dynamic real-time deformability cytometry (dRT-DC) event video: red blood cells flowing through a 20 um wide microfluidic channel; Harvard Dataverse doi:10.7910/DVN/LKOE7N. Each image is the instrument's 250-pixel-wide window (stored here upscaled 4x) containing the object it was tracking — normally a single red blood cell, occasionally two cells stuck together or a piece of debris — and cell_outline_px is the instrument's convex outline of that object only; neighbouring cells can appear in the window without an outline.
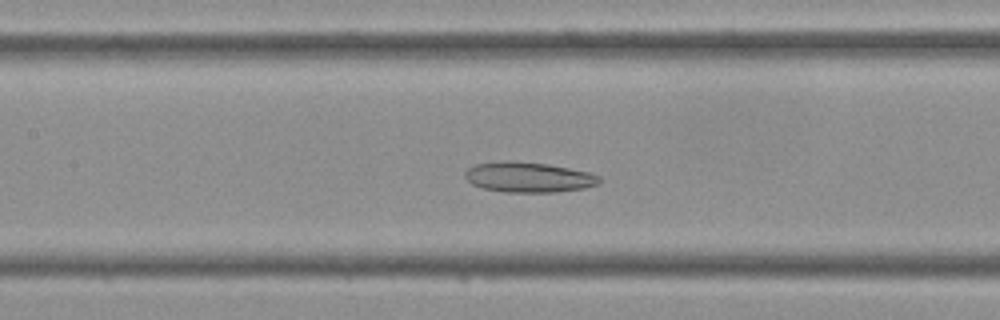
{"species": "Egyptian fruit bat (a non-hibernating species)", "species_latin": "Rousettus aegyptiacus", "temperature_condition": "cold", "stored_images_in_passage": 42, "segment_of_instrument_passage": [1, 2], "camera_frame_rate_fps": 3000, "um_per_image_px": 0.085, "frame": {"image": 1, "passage_image": 17, "time_ms": 5.333, "image_size_px": [1000, 320], "cell_outline_px": [[600, 180], [596, 184], [584, 188], [556, 192], [504, 192], [484, 188], [472, 184], [464, 176], [464, 172], [468, 168], [476, 164], [508, 160], [548, 164], [588, 172], [600, 176]], "centroid_in_image_um": [44.9, 15.06], "position_along_channel_um": 162.5, "area_um2": 23.52}}
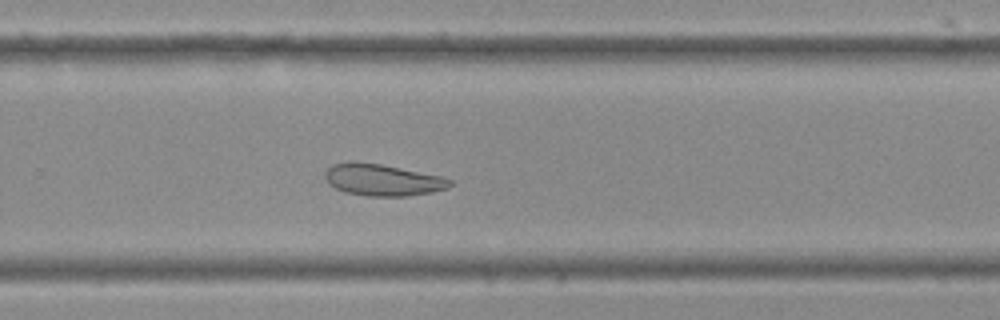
{"frame": {"image": 2, "passage_image": 26, "time_ms": 8.333, "image_size_px": [1000, 320], "cell_outline_px": [[452, 184], [448, 188], [432, 192], [408, 196], [364, 196], [344, 192], [328, 184], [324, 176], [324, 172], [332, 164], [380, 164], [440, 176], [452, 180]], "centroid_in_image_um": [32.53, 15.34], "position_along_channel_um": 297.3, "area_um2": 22.54}}
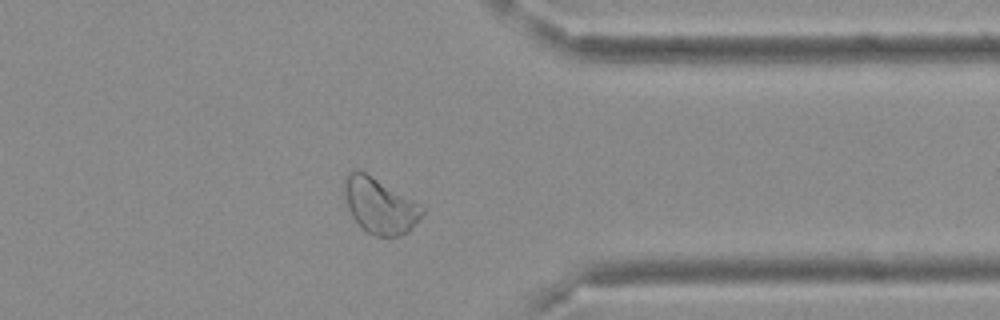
{"frame": {"image": 3, "passage_image": 32, "time_ms": 10.333, "image_size_px": [1000, 320], "cell_outline_px": [[424, 212], [408, 232], [396, 236], [376, 236], [368, 232], [352, 216], [348, 208], [344, 196], [344, 180], [356, 168], [372, 176], [420, 204], [424, 208]], "centroid_in_image_um": [32.28, 17.48], "position_along_channel_um": 379.1, "area_um2": 24.62}}